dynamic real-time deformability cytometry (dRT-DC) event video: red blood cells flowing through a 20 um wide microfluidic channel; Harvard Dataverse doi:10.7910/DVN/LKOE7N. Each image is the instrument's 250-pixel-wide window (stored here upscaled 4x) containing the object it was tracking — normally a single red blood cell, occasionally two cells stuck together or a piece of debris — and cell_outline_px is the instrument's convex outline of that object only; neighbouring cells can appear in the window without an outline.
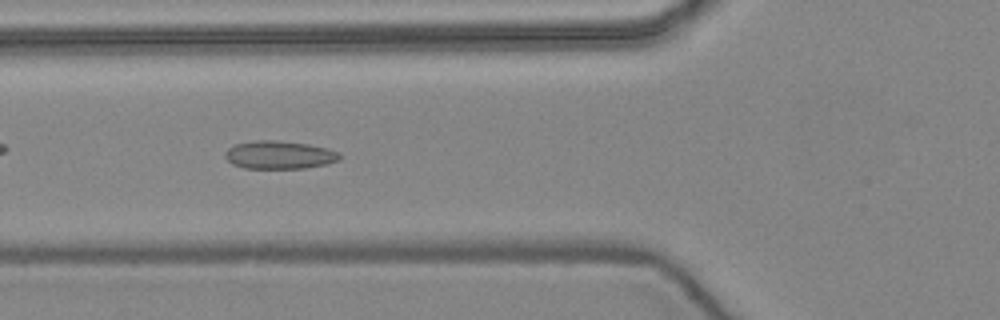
{"species": "common noctule bat (a hibernating species)", "species_latin": "Nyctalus noctula", "temperature_condition": "warm", "stored_images_in_passage": 41, "camera_frame_rate_fps": 3000, "um_per_image_px": 0.085, "animal": {"sex": "female", "body_mass_g": 24.6, "forearm_length_mm": 56.2}, "frame": {"image": 1, "passage_image": 8, "time_ms": 2.333, "image_size_px": [1000, 320], "cell_outline_px": [[340, 160], [328, 164], [304, 168], [244, 168], [232, 164], [224, 156], [224, 152], [228, 148], [236, 144], [256, 140], [276, 140], [308, 144], [328, 148], [340, 152]], "centroid_in_image_um": [23.76, 13.16], "position_along_channel_um": 102.0, "area_um2": 18.84}}
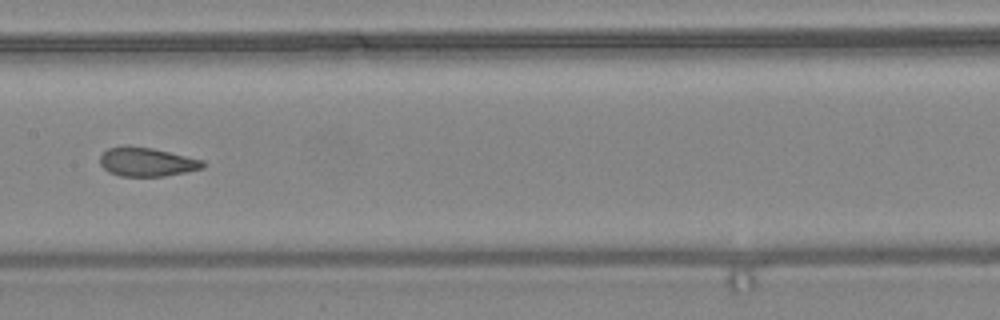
{"frame": {"image": 2, "passage_image": 15, "time_ms": 4.667, "image_size_px": [1000, 320], "cell_outline_px": [[204, 168], [164, 176], [120, 176], [108, 172], [100, 164], [100, 156], [108, 148], [152, 148], [204, 160]], "centroid_in_image_um": [12.5, 13.8], "position_along_channel_um": 194.9, "area_um2": 16.76}}
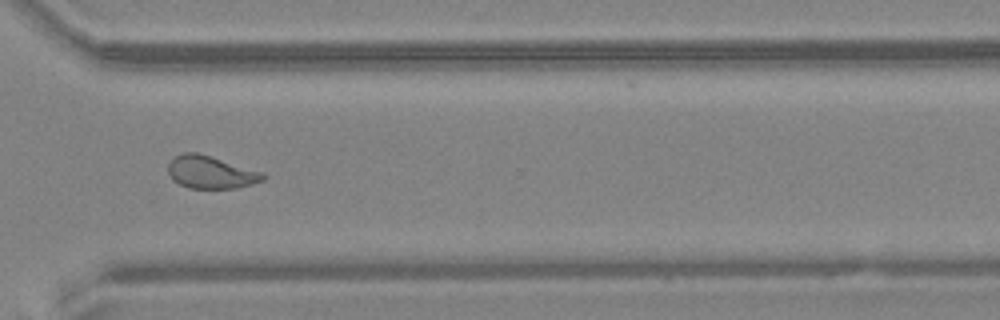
{"frame": {"image": 3, "passage_image": 27, "time_ms": 8.667, "image_size_px": [1000, 320], "cell_outline_px": [[268, 176], [264, 180], [252, 184], [236, 188], [188, 188], [172, 180], [168, 172], [168, 164], [176, 156], [184, 152], [196, 152], [264, 172]], "centroid_in_image_um": [17.94, 14.65], "position_along_channel_um": 352.7, "area_um2": 18.03}, "authors_computed_cell_mechanics": {"area_um2": 18.6116, "velocity_mm_per_s": 3.9644, "shape_relaxation_time_tau1_ms": null, "shape_relaxation_time_tau2_ms": 1.4591, "deformation_change_tau1": null, "deformation_change_tau2": 0.0758}}